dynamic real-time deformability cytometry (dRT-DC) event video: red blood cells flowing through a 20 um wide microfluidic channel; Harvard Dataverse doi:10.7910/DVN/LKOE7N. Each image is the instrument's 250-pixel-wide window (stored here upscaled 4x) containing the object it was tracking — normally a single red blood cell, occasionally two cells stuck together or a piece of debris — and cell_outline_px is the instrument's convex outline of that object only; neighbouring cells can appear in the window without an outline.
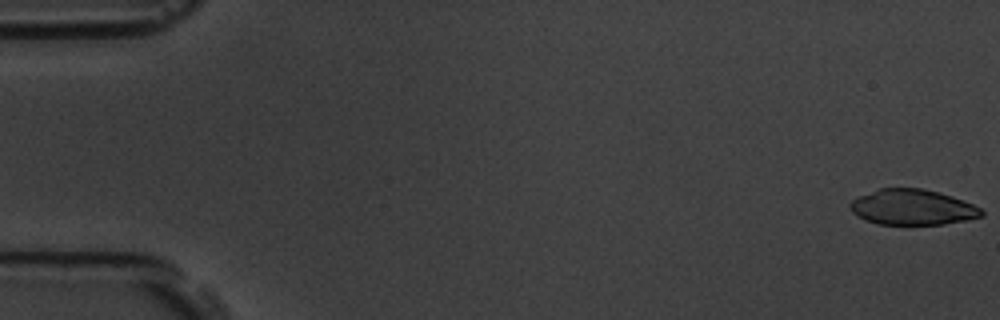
{"species": "common noctule bat (a hibernating species)", "species_latin": "Nyctalus noctula", "temperature_condition": "room temperature", "stored_images_in_passage": 6, "camera_frame_rate_fps": 3000, "um_per_image_px": 0.085, "animal": {"sex": "male", "body_mass_g": 19.5, "forearm_length_mm": 54.6}, "frame": {"image": 1, "passage_image": 1, "time_ms": 0.0, "image_size_px": [1000, 320], "cell_outline_px": [[984, 216], [968, 220], [944, 224], [876, 224], [864, 220], [852, 212], [848, 204], [852, 200], [860, 196], [880, 188], [920, 188], [940, 192], [964, 200], [980, 208], [984, 212]], "centroid_in_image_um": [77.57, 17.62], "position_along_channel_um": 7.4, "area_um2": 27.28}}